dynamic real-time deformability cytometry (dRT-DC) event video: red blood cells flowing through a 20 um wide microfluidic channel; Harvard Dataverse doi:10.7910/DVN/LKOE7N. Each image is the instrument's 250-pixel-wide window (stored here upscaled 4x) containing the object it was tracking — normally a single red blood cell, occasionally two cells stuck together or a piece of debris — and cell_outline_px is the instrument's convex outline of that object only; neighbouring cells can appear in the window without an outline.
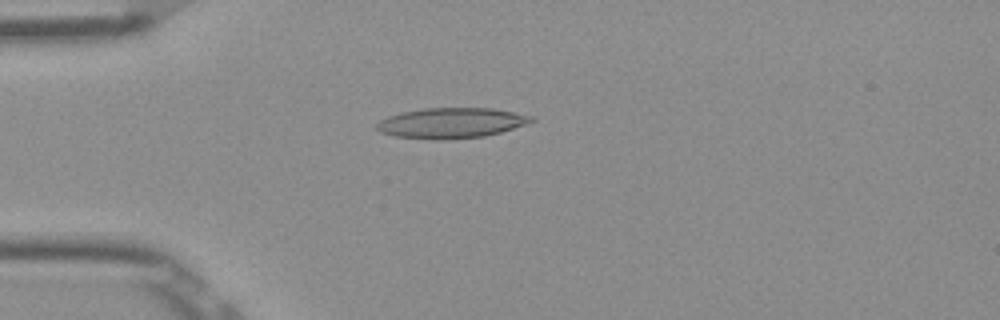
{"species": "Egyptian fruit bat (a non-hibernating species)", "species_latin": "Rousettus aegyptiacus", "temperature_condition": "room temperature", "stored_images_in_passage": 52, "camera_frame_rate_fps": 3000, "um_per_image_px": 0.085, "frame": {"image": 1, "passage_image": 14, "time_ms": 4.333, "image_size_px": [1000, 320], "cell_outline_px": [[536, 120], [528, 124], [500, 132], [484, 136], [436, 140], [432, 140], [396, 136], [380, 132], [376, 128], [376, 124], [380, 120], [388, 116], [400, 112], [424, 108], [492, 108], [536, 116]], "centroid_in_image_um": [38.38, 10.44], "position_along_channel_um": 46.6, "area_um2": 27.51}}
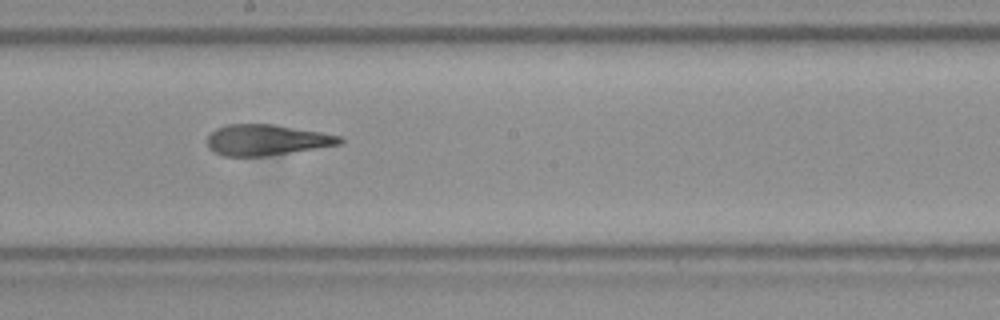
{"frame": {"image": 2, "passage_image": 29, "time_ms": 9.333, "image_size_px": [1000, 320], "cell_outline_px": [[344, 140], [340, 144], [268, 156], [224, 156], [208, 148], [208, 136], [216, 128], [228, 124], [276, 124], [344, 136]], "centroid_in_image_um": [22.69, 11.89], "position_along_channel_um": 225.5, "area_um2": 23.87}}
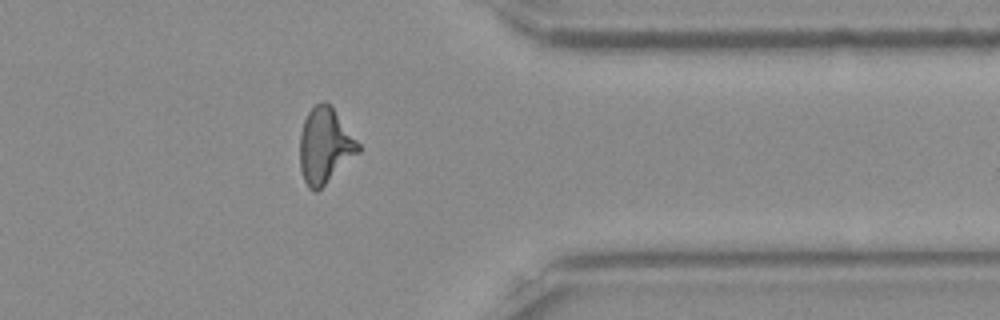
{"frame": {"image": 3, "passage_image": 42, "time_ms": 13.667, "image_size_px": [1000, 320], "cell_outline_px": [[360, 152], [316, 192], [312, 192], [308, 188], [304, 180], [300, 168], [300, 132], [304, 120], [308, 112], [320, 100], [324, 100], [332, 104], [360, 144]], "centroid_in_image_um": [27.62, 12.35], "position_along_channel_um": 383.8, "area_um2": 26.01}, "authors_computed_cell_mechanics": {"area_um2": 25.4609, "velocity_mm_per_s": 3.9189, "shape_relaxation_time_tau1_ms": null, "shape_relaxation_time_tau2_ms": 2.0238, "deformation_change_tau1": null, "deformation_change_tau2": 0.1202}}